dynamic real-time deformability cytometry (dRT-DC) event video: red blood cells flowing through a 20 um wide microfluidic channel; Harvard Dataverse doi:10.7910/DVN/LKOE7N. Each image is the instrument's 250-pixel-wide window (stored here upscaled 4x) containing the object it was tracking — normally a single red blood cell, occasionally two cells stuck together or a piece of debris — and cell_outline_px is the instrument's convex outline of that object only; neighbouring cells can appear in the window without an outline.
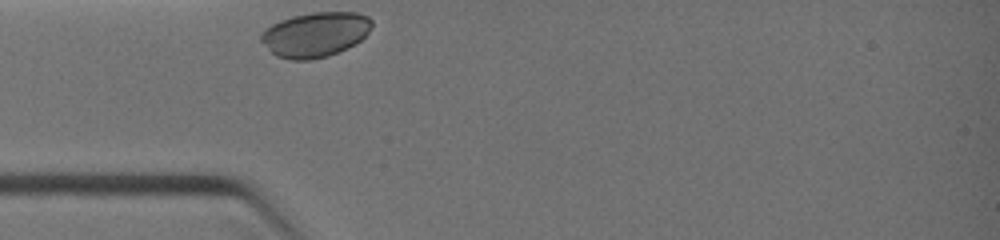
{"species": "common noctule bat (a hibernating species)", "species_latin": "Nyctalus noctula", "temperature_condition": "warm", "stored_images_in_passage": 3, "camera_frame_rate_fps": 3000, "um_per_image_px": 0.085, "animal": {"sex": "female", "body_mass_g": 19.0, "forearm_length_mm": 51.5}, "frame": {"image": 1, "passage_image": 1, "time_ms": 0.0, "image_size_px": [1000, 240], "cell_outline_px": [[372, 28], [356, 44], [328, 56], [308, 60], [292, 60], [276, 56], [260, 40], [260, 32], [264, 28], [280, 20], [292, 16], [312, 12], [356, 12], [368, 16], [372, 20]], "centroid_in_image_um": [26.79, 2.92], "position_along_channel_um": 58.2, "area_um2": 29.07}}